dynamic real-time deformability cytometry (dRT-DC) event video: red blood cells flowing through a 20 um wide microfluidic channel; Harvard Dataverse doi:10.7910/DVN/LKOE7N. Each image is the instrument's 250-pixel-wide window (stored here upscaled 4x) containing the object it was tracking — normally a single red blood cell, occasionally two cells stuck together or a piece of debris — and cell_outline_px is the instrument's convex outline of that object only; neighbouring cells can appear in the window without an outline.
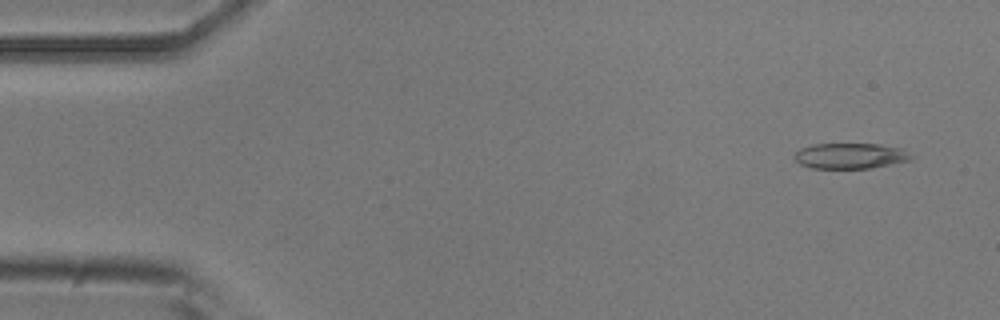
{"species": "common noctule bat (a hibernating species)", "species_latin": "Nyctalus noctula", "temperature_condition": "room temperature", "stored_images_in_passage": 51, "camera_frame_rate_fps": 3000, "um_per_image_px": 0.085, "animal": {"sex": "male", "body_mass_g": 20.5, "forearm_length_mm": 52.5}, "frame": {"image": 1, "passage_image": 3, "time_ms": 0.667, "image_size_px": [1000, 320], "cell_outline_px": [[912, 160], [868, 168], [812, 168], [800, 164], [796, 160], [796, 152], [800, 148], [812, 144], [880, 144], [900, 148], [912, 156]], "centroid_in_image_um": [72.26, 13.24], "position_along_channel_um": 12.7, "area_um2": 17.17}}
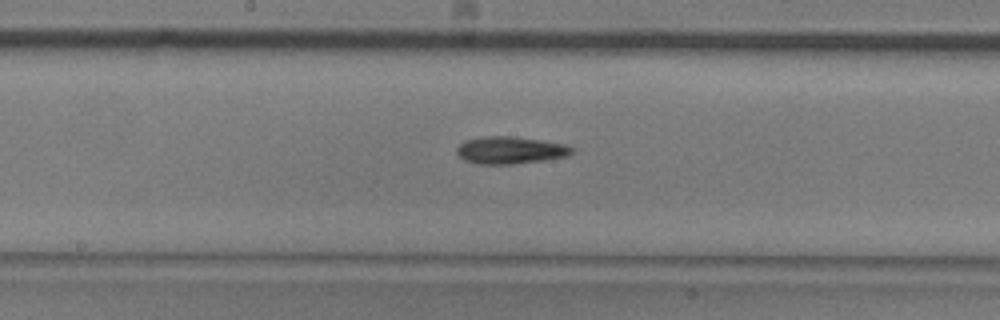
{"frame": {"image": 2, "passage_image": 26, "time_ms": 8.333, "image_size_px": [1000, 320], "cell_outline_px": [[576, 148], [568, 156], [544, 160], [512, 164], [480, 164], [464, 160], [456, 152], [456, 148], [464, 140], [484, 136], [508, 136], [540, 140], [564, 144]], "centroid_in_image_um": [43.37, 12.76], "position_along_channel_um": 204.8, "area_um2": 18.26}}
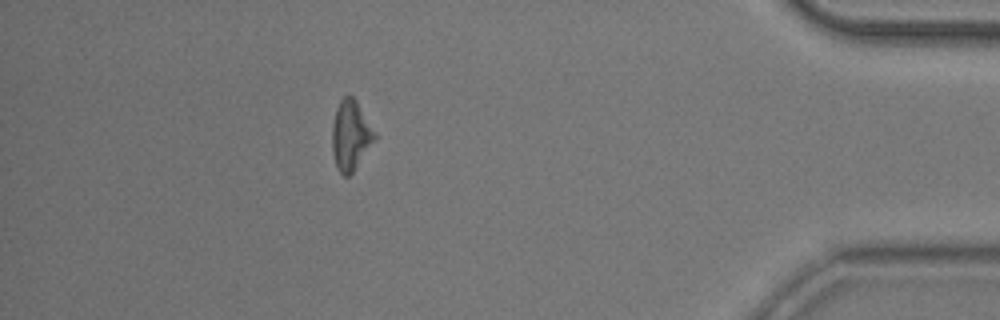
{"frame": {"image": 3, "passage_image": 45, "time_ms": 14.667, "image_size_px": [1000, 320], "cell_outline_px": [[376, 140], [352, 172], [348, 176], [344, 176], [336, 168], [332, 152], [332, 124], [336, 108], [340, 100], [344, 96], [352, 96], [356, 100], [376, 132]], "centroid_in_image_um": [29.8, 11.5], "position_along_channel_um": 405.4, "area_um2": 17.4}, "authors_computed_cell_mechanics": {"area_um2": 17.3978, "velocity_mm_per_s": 3.9335, "shape_relaxation_time_tau1_ms": 3.4401, "shape_relaxation_time_tau2_ms": null, "deformation_change_tau1": 0.1536, "deformation_change_tau2": null}}